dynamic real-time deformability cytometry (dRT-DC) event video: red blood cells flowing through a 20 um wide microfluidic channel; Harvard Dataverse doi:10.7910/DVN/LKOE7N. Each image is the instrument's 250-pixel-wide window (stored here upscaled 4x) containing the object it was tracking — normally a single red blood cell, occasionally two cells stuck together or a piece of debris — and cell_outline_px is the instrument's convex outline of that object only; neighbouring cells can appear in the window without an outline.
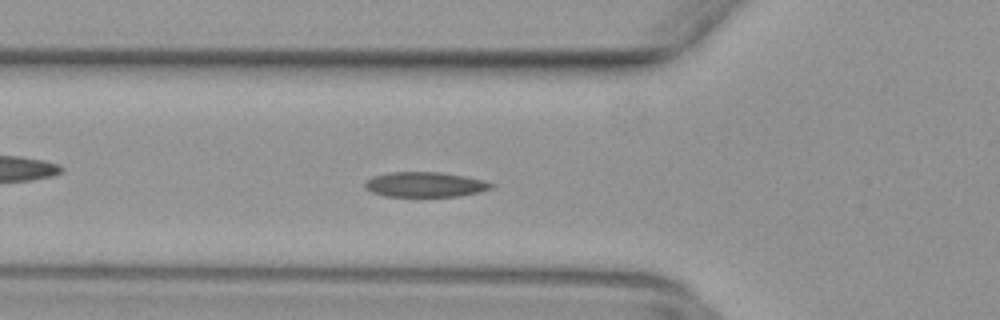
{"species": "common noctule bat (a hibernating species)", "species_latin": "Nyctalus noctula", "temperature_condition": "warm", "stored_images_in_passage": 44, "camera_frame_rate_fps": 3000, "um_per_image_px": 0.085, "animal": {"sex": "female", "body_mass_g": 29.2, "forearm_length_mm": 56.3}, "frame": {"image": 1, "passage_image": 15, "time_ms": 4.667, "image_size_px": [1000, 320], "cell_outline_px": [[496, 188], [480, 192], [460, 196], [384, 196], [372, 192], [364, 188], [364, 180], [372, 176], [388, 172], [440, 172], [464, 176], [484, 180], [496, 184]], "centroid_in_image_um": [36.15, 15.68], "position_along_channel_um": 89.7, "area_um2": 18.73}}
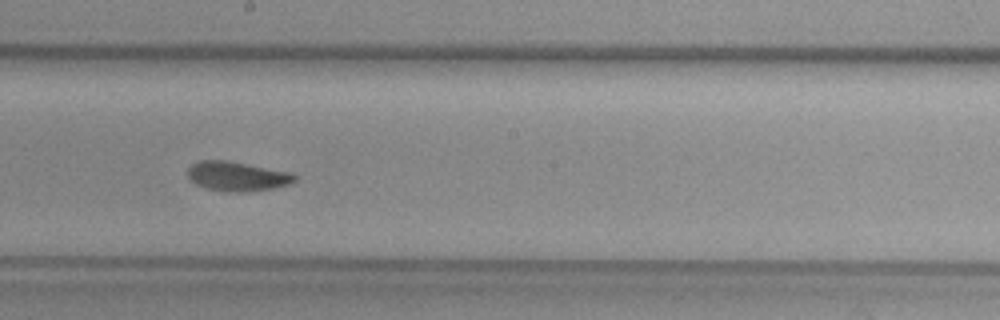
{"frame": {"image": 2, "passage_image": 25, "time_ms": 8.0, "image_size_px": [1000, 320], "cell_outline_px": [[296, 180], [288, 184], [272, 188], [244, 192], [232, 192], [208, 188], [196, 184], [188, 176], [188, 168], [192, 164], [200, 160], [228, 160], [292, 172], [296, 176]], "centroid_in_image_um": [20.17, 14.97], "position_along_channel_um": 228.0, "area_um2": 18.26}}
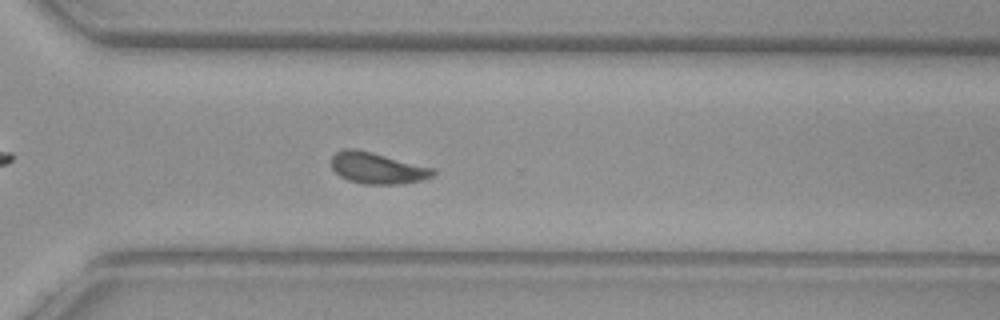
{"frame": {"image": 3, "passage_image": 33, "time_ms": 10.667, "image_size_px": [1000, 320], "cell_outline_px": [[436, 172], [432, 176], [420, 180], [400, 184], [364, 184], [348, 180], [340, 176], [332, 168], [332, 156], [336, 152], [344, 148], [356, 148], [436, 168]], "centroid_in_image_um": [32.08, 14.28], "position_along_channel_um": 338.5, "area_um2": 18.61}}